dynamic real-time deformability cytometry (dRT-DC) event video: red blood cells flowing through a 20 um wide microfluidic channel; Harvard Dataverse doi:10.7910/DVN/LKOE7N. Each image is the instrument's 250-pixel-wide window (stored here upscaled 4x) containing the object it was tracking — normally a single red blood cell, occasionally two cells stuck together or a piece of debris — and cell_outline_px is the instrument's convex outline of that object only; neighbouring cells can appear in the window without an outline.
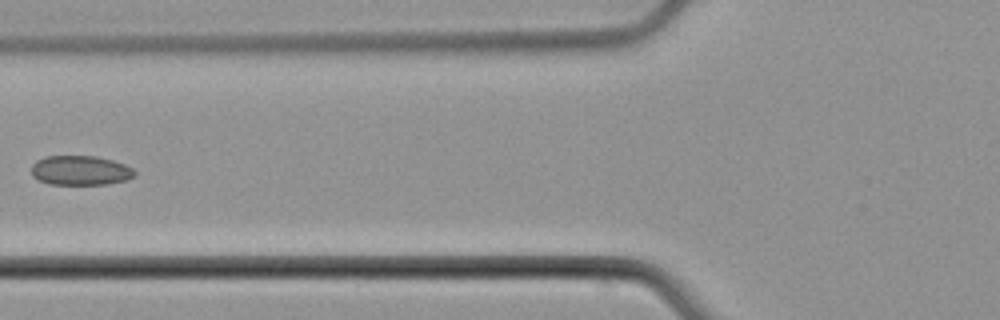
{"species": "common noctule bat (a hibernating species)", "species_latin": "Nyctalus noctula", "temperature_condition": "cold", "stored_images_in_passage": 7, "camera_frame_rate_fps": 3000, "um_per_image_px": 0.085, "animal": {"sex": "male", "body_mass_g": 21.5, "forearm_length_mm": 52.0}, "frame": {"image": 1, "passage_image": 6, "time_ms": 6.333, "image_size_px": [1000, 320], "cell_outline_px": [[136, 176], [128, 180], [104, 184], [48, 184], [36, 180], [32, 176], [32, 164], [36, 160], [44, 156], [96, 156], [112, 160], [124, 164], [132, 168], [136, 172]], "centroid_in_image_um": [6.82, 14.49], "position_along_channel_um": 119.0, "area_um2": 17.98}}
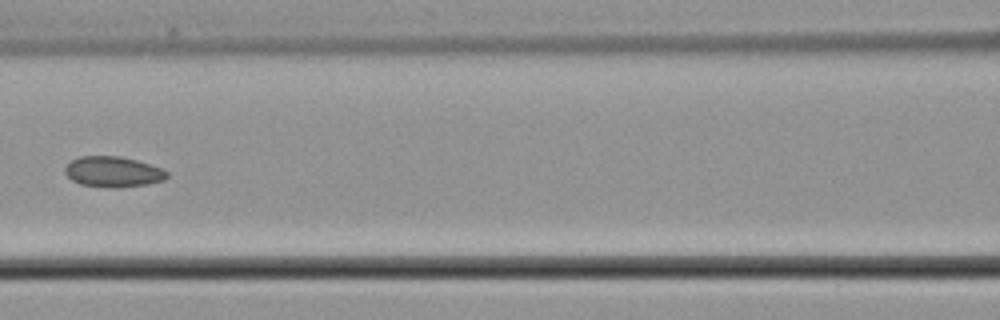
{"frame": {"image": 2, "passage_image": 7, "time_ms": 7.333, "image_size_px": [1000, 320], "cell_outline_px": [[168, 176], [164, 180], [148, 184], [120, 188], [112, 188], [80, 184], [72, 180], [64, 172], [64, 168], [72, 160], [80, 156], [120, 156], [136, 160], [160, 168], [168, 172]], "centroid_in_image_um": [9.6, 14.61], "position_along_channel_um": 157.0, "area_um2": 18.15}}